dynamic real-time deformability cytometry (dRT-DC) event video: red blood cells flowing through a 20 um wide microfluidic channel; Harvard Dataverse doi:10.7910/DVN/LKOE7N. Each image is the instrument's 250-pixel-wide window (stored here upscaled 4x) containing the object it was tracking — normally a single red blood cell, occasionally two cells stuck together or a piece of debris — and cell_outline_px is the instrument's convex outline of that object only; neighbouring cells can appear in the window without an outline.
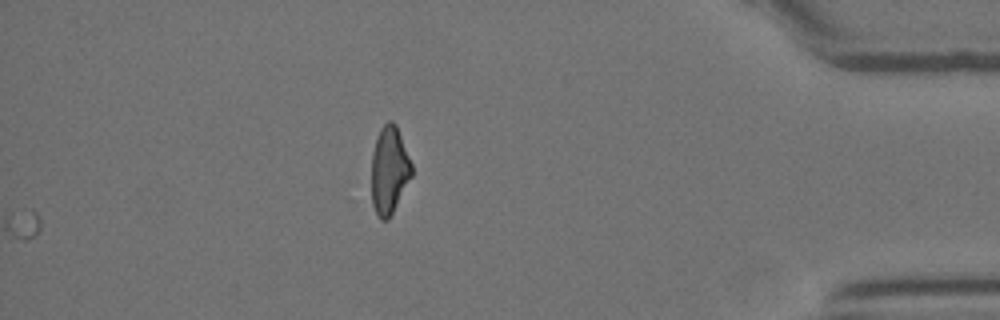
{"species": "Egyptian fruit bat (a non-hibernating species)", "species_latin": "Rousettus aegyptiacus", "temperature_condition": "room temperature", "stored_images_in_passage": 53, "segment_of_instrument_passage": [2, 2], "camera_frame_rate_fps": 3000, "um_per_image_px": 0.085, "animal": {"sex": "female"}, "frame": {"image": 1, "passage_image": 53, "time_ms": 17.333, "image_size_px": [1000, 320], "cell_outline_px": [[412, 176], [388, 220], [380, 220], [372, 204], [372, 152], [380, 128], [388, 120], [392, 120], [396, 124], [412, 164]], "centroid_in_image_um": [33.09, 14.45], "position_along_channel_um": 402.1, "area_um2": 20.4}}